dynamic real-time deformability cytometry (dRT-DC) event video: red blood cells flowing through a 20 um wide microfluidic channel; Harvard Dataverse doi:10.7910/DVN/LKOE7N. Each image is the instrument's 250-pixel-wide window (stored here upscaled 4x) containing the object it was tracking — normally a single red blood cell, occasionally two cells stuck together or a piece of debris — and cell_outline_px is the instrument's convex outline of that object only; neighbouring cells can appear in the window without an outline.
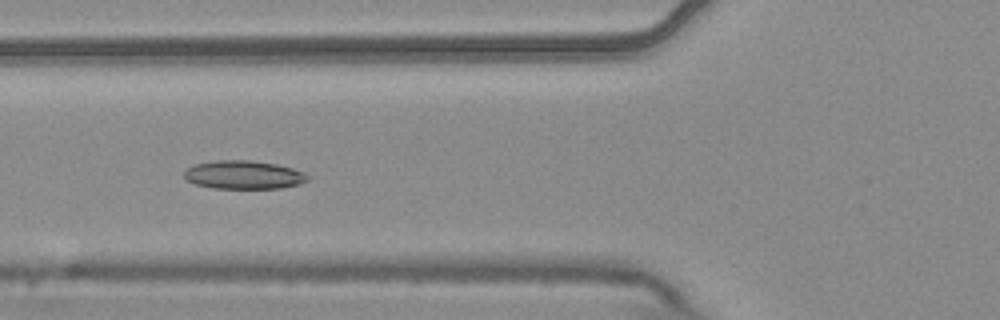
{"species": "common noctule bat (a hibernating species)", "species_latin": "Nyctalus noctula", "temperature_condition": "warm", "stored_images_in_passage": 7, "camera_frame_rate_fps": 3000, "um_per_image_px": 0.085, "animal": {"sex": "male", "body_mass_g": 20.4}, "frame": {"image": 1, "passage_image": 5, "time_ms": 1.333, "image_size_px": [1000, 320], "cell_outline_px": [[308, 180], [300, 184], [280, 188], [212, 188], [196, 184], [184, 180], [184, 172], [192, 164], [216, 160], [248, 160], [276, 164], [292, 168], [304, 172], [308, 176]], "centroid_in_image_um": [20.68, 14.86], "position_along_channel_um": 105.1, "area_um2": 20.52}}
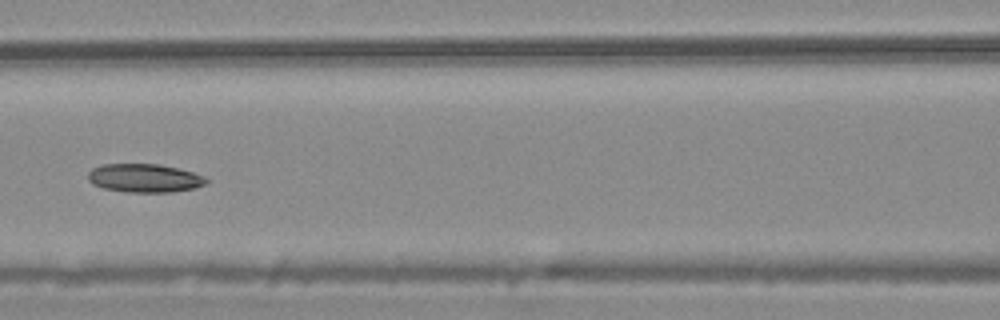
{"frame": {"image": 2, "passage_image": 6, "time_ms": 1.667, "image_size_px": [1000, 320], "cell_outline_px": [[208, 184], [196, 188], [172, 192], [124, 192], [104, 188], [92, 184], [88, 180], [88, 172], [92, 168], [104, 164], [160, 164], [180, 168], [204, 176], [208, 180]], "centroid_in_image_um": [12.31, 15.14], "position_along_channel_um": 154.3, "area_um2": 19.88}}
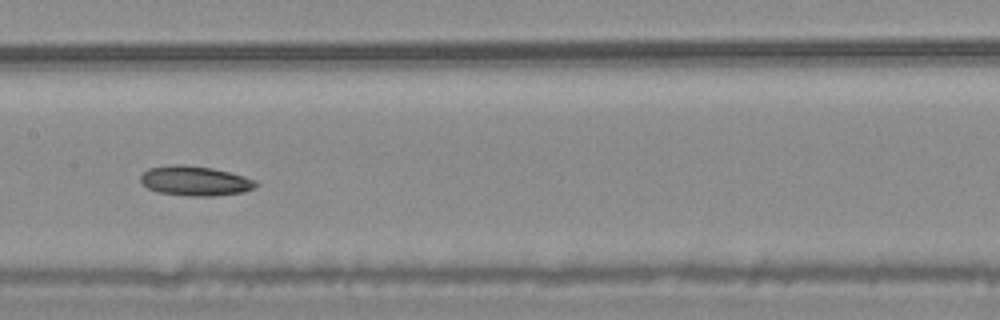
{"frame": {"image": 3, "passage_image": 7, "time_ms": 2.0, "image_size_px": [1000, 320], "cell_outline_px": [[260, 184], [256, 188], [244, 192], [216, 196], [192, 196], [156, 192], [148, 188], [140, 180], [140, 176], [148, 168], [168, 164], [184, 164], [212, 168], [244, 176], [256, 180]], "centroid_in_image_um": [16.6, 15.37], "position_along_channel_um": 190.8, "area_um2": 20.23}}